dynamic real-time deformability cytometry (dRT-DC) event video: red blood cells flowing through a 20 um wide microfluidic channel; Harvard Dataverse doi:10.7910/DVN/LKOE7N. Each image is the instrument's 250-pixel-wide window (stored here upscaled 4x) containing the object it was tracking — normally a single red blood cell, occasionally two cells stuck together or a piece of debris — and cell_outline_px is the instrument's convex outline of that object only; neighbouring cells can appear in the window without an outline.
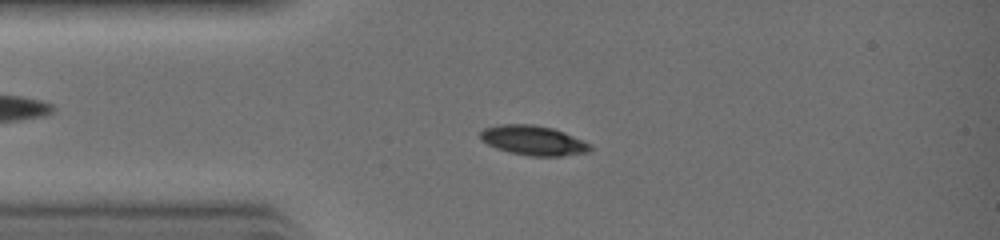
{"species": "common noctule bat (a hibernating species)", "species_latin": "Nyctalus noctula", "temperature_condition": "warm", "stored_images_in_passage": 31, "camera_frame_rate_fps": 3000, "um_per_image_px": 0.085, "animal": {"sex": "female", "body_mass_g": 19.0, "forearm_length_mm": 51.5}, "frame": {"image": 1, "passage_image": 6, "time_ms": 1.667, "image_size_px": [1000, 240], "cell_outline_px": [[592, 148], [588, 152], [560, 156], [528, 156], [496, 148], [480, 140], [480, 132], [484, 128], [500, 124], [536, 124], [552, 128], [564, 132], [592, 144]], "centroid_in_image_um": [45.33, 11.93], "position_along_channel_um": 39.7, "area_um2": 19.02}}
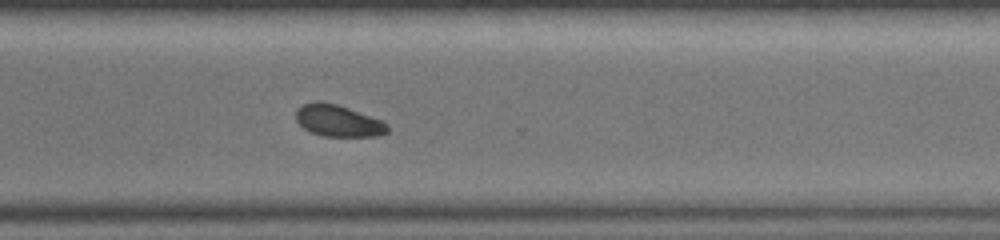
{"frame": {"image": 2, "passage_image": 22, "time_ms": 7.0, "image_size_px": [1000, 240], "cell_outline_px": [[388, 132], [376, 136], [324, 136], [312, 132], [304, 128], [296, 120], [296, 108], [304, 104], [316, 100], [320, 100], [336, 104], [384, 120], [388, 124]], "centroid_in_image_um": [28.75, 10.25], "position_along_channel_um": 341.8, "area_um2": 16.99}}
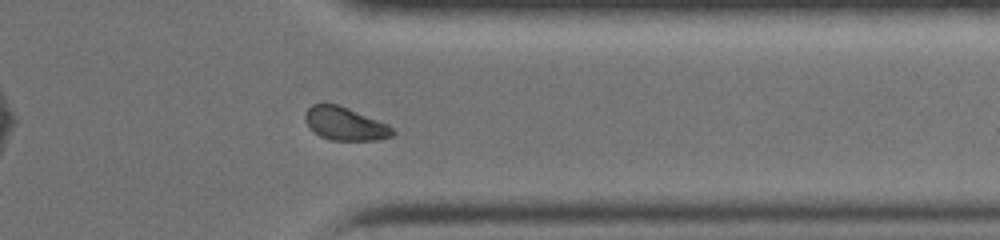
{"frame": {"image": 3, "passage_image": 24, "time_ms": 7.667, "image_size_px": [1000, 240], "cell_outline_px": [[396, 132], [392, 136], [376, 140], [332, 140], [320, 136], [304, 120], [304, 116], [308, 108], [312, 104], [324, 100], [348, 108], [388, 124]], "centroid_in_image_um": [29.31, 10.48], "position_along_channel_um": 382.1, "area_um2": 16.99}}